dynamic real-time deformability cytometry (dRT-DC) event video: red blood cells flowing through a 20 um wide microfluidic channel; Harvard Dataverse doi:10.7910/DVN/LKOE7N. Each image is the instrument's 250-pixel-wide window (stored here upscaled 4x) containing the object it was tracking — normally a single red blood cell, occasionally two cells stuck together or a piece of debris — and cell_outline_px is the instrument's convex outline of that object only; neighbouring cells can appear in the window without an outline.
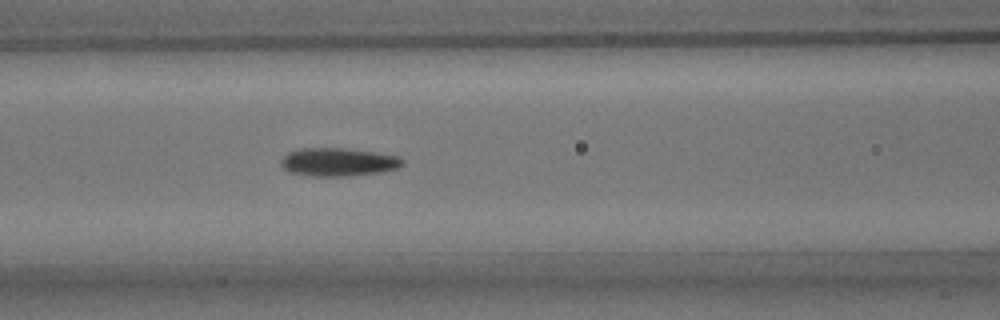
{"species": "common noctule bat (a hibernating species)", "species_latin": "Nyctalus noctula", "temperature_condition": "room temperature", "stored_images_in_passage": 35, "camera_frame_rate_fps": 3000, "um_per_image_px": 0.085, "animal": {"sex": "male", "body_mass_g": 15.6}, "frame": {"image": 1, "passage_image": 7, "time_ms": 2.0, "image_size_px": [1000, 320], "cell_outline_px": [[404, 164], [396, 168], [384, 172], [352, 176], [312, 176], [288, 172], [280, 164], [280, 160], [288, 152], [300, 148], [348, 148], [400, 156], [404, 160]], "centroid_in_image_um": [28.76, 13.77], "position_along_channel_um": 137.8, "area_um2": 20.29}}
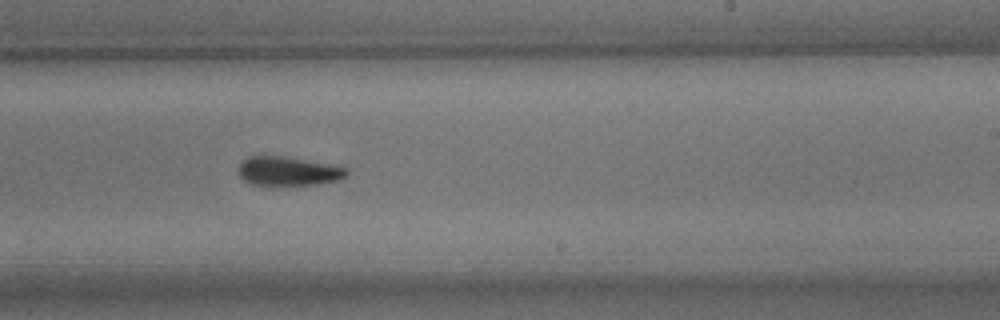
{"frame": {"image": 2, "passage_image": 17, "time_ms": 5.333, "image_size_px": [1000, 320], "cell_outline_px": [[348, 172], [340, 180], [320, 184], [272, 188], [252, 184], [244, 180], [240, 176], [240, 160], [248, 156], [284, 156], [348, 168]], "centroid_in_image_um": [24.46, 14.6], "position_along_channel_um": 264.5, "area_um2": 18.9}}
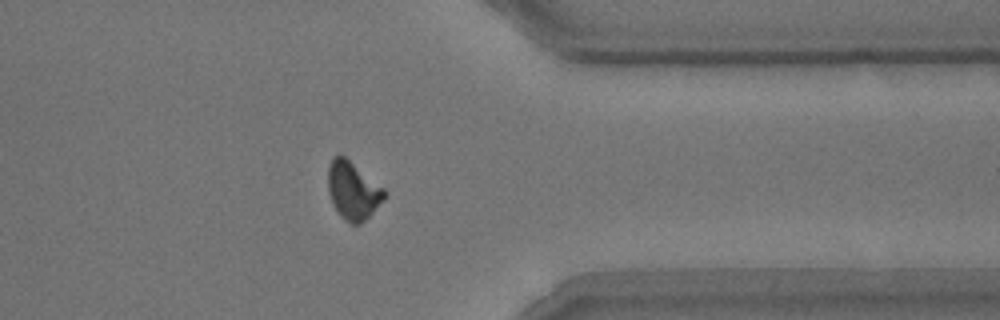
{"frame": {"image": 3, "passage_image": 27, "time_ms": 8.667, "image_size_px": [1000, 320], "cell_outline_px": [[388, 196], [360, 224], [352, 224], [344, 220], [336, 212], [332, 204], [328, 192], [328, 164], [332, 156], [344, 156], [384, 188], [388, 192]], "centroid_in_image_um": [29.99, 16.21], "position_along_channel_um": 381.4, "area_um2": 19.13}}